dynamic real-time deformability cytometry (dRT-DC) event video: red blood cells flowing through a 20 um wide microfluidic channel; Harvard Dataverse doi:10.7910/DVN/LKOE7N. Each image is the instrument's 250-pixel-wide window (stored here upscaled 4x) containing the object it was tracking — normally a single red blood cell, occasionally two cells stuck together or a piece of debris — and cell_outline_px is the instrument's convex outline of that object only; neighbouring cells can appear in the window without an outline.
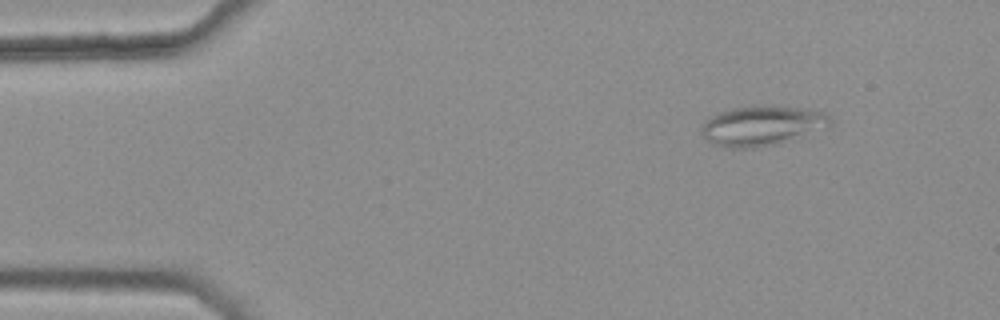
{"species": "common noctule bat (a hibernating species)", "species_latin": "Nyctalus noctula", "temperature_condition": "warm", "stored_images_in_passage": 6, "camera_frame_rate_fps": 3000, "um_per_image_px": 0.085, "animal": {"sex": "female", "body_mass_g": 25.1}, "frame": {"image": 1, "passage_image": 6, "time_ms": 1.667, "image_size_px": [1000, 320], "cell_outline_px": [[832, 124], [776, 144], [756, 148], [728, 148], [716, 144], [708, 140], [700, 132], [700, 128], [704, 120], [720, 112], [732, 108], [796, 108], [824, 112], [832, 120]], "centroid_in_image_um": [64.68, 10.72], "position_along_channel_um": 20.3, "area_um2": 28.55}}